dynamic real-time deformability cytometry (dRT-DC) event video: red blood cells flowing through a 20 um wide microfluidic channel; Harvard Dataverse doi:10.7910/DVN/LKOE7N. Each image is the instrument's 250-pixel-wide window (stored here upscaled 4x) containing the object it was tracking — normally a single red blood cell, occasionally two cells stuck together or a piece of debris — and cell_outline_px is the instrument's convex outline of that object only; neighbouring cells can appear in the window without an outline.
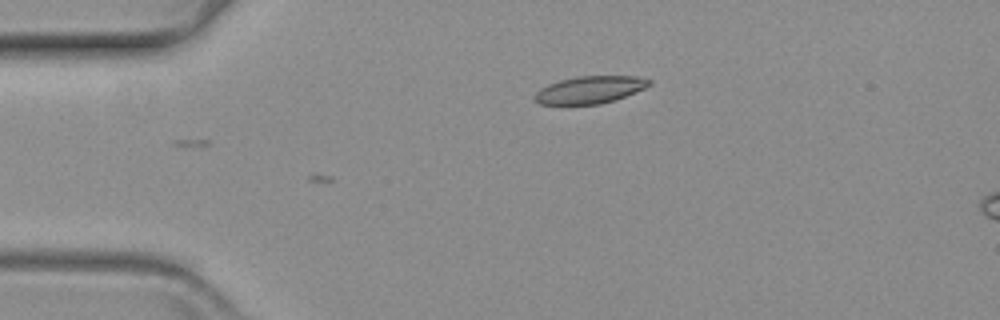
{"species": "common noctule bat (a hibernating species)", "species_latin": "Nyctalus noctula", "temperature_condition": "warm", "stored_images_in_passage": 4, "camera_frame_rate_fps": 3000, "um_per_image_px": 0.085, "animal": {"sex": "female", "body_mass_g": 19.3, "forearm_length_mm": 54.1}, "frame": {"image": 1, "passage_image": 4, "time_ms": 1.0, "image_size_px": [1000, 320], "cell_outline_px": [[652, 84], [644, 88], [616, 100], [600, 104], [540, 104], [532, 96], [540, 88], [548, 84], [560, 80], [576, 76], [640, 76], [652, 80]], "centroid_in_image_um": [50.16, 7.62], "position_along_channel_um": 34.8, "area_um2": 18.32}}